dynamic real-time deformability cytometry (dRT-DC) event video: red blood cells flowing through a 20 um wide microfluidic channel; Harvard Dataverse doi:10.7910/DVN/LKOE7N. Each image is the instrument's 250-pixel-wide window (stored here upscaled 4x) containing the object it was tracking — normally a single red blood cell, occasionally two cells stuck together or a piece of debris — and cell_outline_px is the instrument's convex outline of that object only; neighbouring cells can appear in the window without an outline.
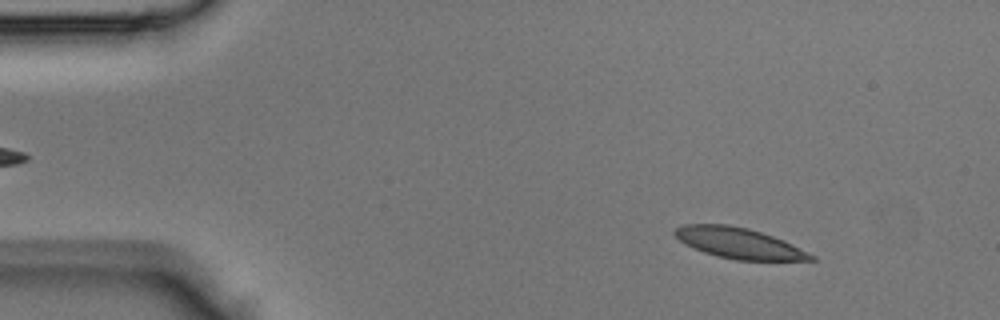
{"species": "Egyptian fruit bat (a non-hibernating species)", "species_latin": "Rousettus aegyptiacus", "temperature_condition": "room temperature", "stored_images_in_passage": 40, "camera_frame_rate_fps": 3000, "um_per_image_px": 0.085, "animal": {"sex": "male"}, "frame": {"image": 1, "passage_image": 5, "time_ms": 1.333, "image_size_px": [1000, 320], "cell_outline_px": [[816, 260], [736, 260], [716, 256], [704, 252], [684, 244], [672, 232], [676, 228], [684, 224], [728, 224], [748, 228], [784, 240], [816, 256]], "centroid_in_image_um": [62.8, 20.66], "position_along_channel_um": 22.2, "area_um2": 24.28}}
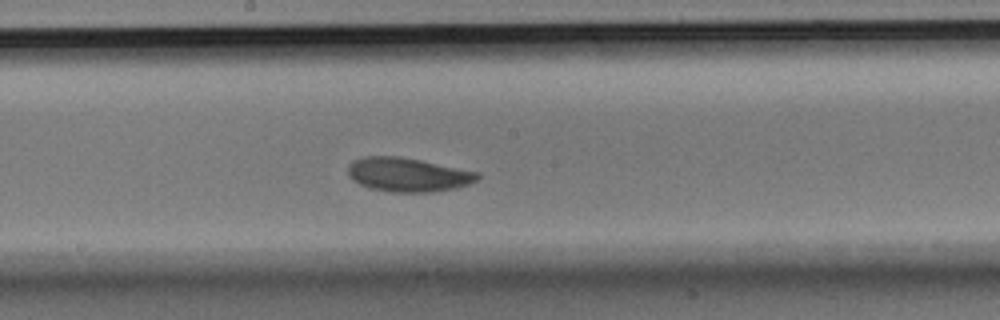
{"frame": {"image": 2, "passage_image": 23, "time_ms": 7.333, "image_size_px": [1000, 320], "cell_outline_px": [[480, 176], [476, 180], [468, 184], [456, 188], [432, 192], [392, 192], [368, 188], [352, 180], [348, 176], [348, 164], [352, 160], [364, 156], [400, 156], [480, 172]], "centroid_in_image_um": [34.64, 14.84], "position_along_channel_um": 213.6, "area_um2": 25.84}}
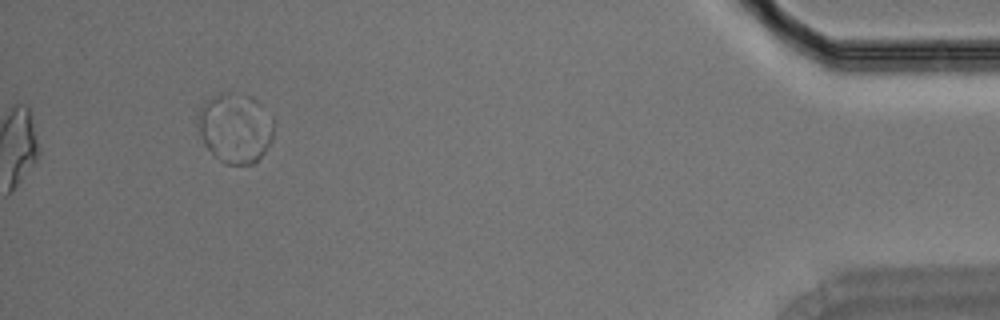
{"frame": {"image": 3, "passage_image": 40, "time_ms": 13.0, "image_size_px": [1000, 320], "cell_outline_px": [[272, 136], [264, 152], [252, 164], [224, 164], [204, 144], [196, 120], [196, 112], [204, 100], [212, 96], [220, 96], [272, 116]], "centroid_in_image_um": [19.86, 11.08], "position_along_channel_um": 415.3, "area_um2": 27.92}}